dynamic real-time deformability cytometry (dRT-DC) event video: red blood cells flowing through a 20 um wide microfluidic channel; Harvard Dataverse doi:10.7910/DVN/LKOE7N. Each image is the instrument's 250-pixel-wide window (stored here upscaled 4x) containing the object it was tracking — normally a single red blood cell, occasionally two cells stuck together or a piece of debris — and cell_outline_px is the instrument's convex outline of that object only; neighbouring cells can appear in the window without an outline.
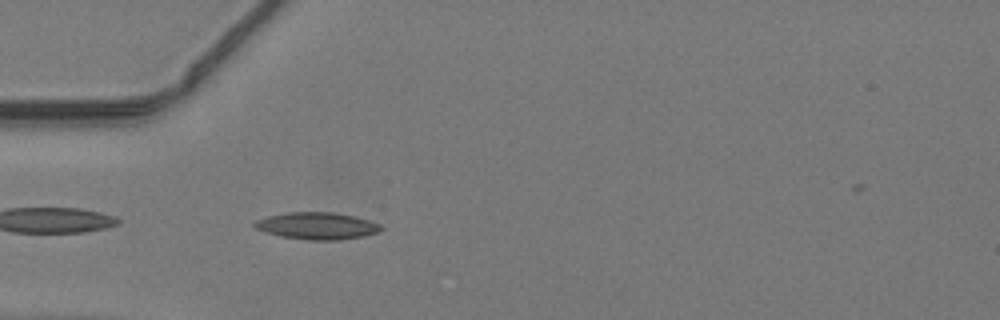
{"species": "common noctule bat (a hibernating species)", "species_latin": "Nyctalus noctula", "temperature_condition": "warm", "stored_images_in_passage": 35, "camera_frame_rate_fps": 3000, "um_per_image_px": 0.085, "animal": {"sex": "male", "body_mass_g": 19.2, "forearm_length_mm": 51.8}, "frame": {"image": 1, "passage_image": 2, "time_ms": 0.333, "image_size_px": [1000, 320], "cell_outline_px": [[384, 228], [380, 232], [364, 236], [340, 240], [308, 240], [284, 236], [268, 232], [256, 228], [252, 224], [256, 220], [268, 216], [288, 212], [332, 212], [356, 216], [380, 224]], "centroid_in_image_um": [27.01, 19.19], "position_along_channel_um": 58.0, "area_um2": 19.83}}
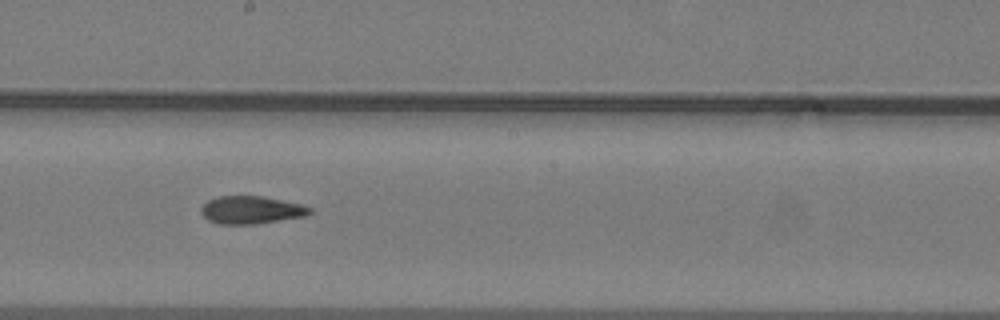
{"frame": {"image": 2, "passage_image": 14, "time_ms": 4.333, "image_size_px": [1000, 320], "cell_outline_px": [[312, 212], [304, 216], [256, 224], [216, 224], [208, 220], [200, 212], [200, 208], [208, 200], [216, 196], [260, 196], [300, 204], [312, 208]], "centroid_in_image_um": [21.3, 17.85], "position_along_channel_um": 226.9, "area_um2": 17.51}}
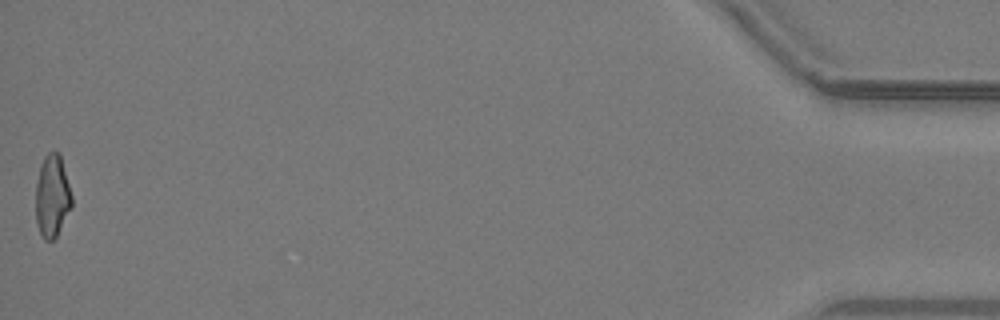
{"frame": {"image": 3, "passage_image": 35, "time_ms": 11.333, "image_size_px": [1000, 320], "cell_outline_px": [[72, 204], [56, 236], [52, 240], [44, 240], [40, 232], [36, 220], [36, 184], [40, 168], [44, 156], [48, 152], [60, 152], [72, 196]], "centroid_in_image_um": [4.43, 16.64], "position_along_channel_um": 430.8, "area_um2": 17.05}}